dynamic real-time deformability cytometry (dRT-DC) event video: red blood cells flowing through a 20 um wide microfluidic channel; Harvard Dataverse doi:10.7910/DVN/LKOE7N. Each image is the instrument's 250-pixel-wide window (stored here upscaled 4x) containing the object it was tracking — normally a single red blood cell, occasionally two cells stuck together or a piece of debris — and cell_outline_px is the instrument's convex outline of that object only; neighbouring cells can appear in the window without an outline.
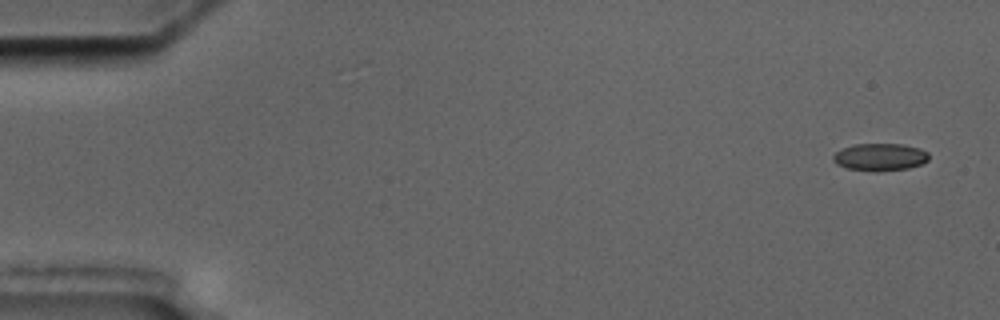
{"species": "common noctule bat (a hibernating species)", "species_latin": "Nyctalus noctula", "temperature_condition": "cold", "stored_images_in_passage": 6, "camera_frame_rate_fps": 3000, "um_per_image_px": 0.085, "animal": {"sex": "male", "body_mass_g": 17.5, "forearm_length_mm": 52.3}, "frame": {"image": 1, "passage_image": 1, "time_ms": 0.0, "image_size_px": [1000, 320], "cell_outline_px": [[928, 160], [920, 164], [908, 168], [876, 172], [872, 172], [848, 168], [836, 164], [832, 160], [832, 156], [836, 152], [844, 148], [856, 144], [904, 144], [920, 148], [928, 152]], "centroid_in_image_um": [74.8, 13.35], "position_along_channel_um": 10.2, "area_um2": 15.32}}